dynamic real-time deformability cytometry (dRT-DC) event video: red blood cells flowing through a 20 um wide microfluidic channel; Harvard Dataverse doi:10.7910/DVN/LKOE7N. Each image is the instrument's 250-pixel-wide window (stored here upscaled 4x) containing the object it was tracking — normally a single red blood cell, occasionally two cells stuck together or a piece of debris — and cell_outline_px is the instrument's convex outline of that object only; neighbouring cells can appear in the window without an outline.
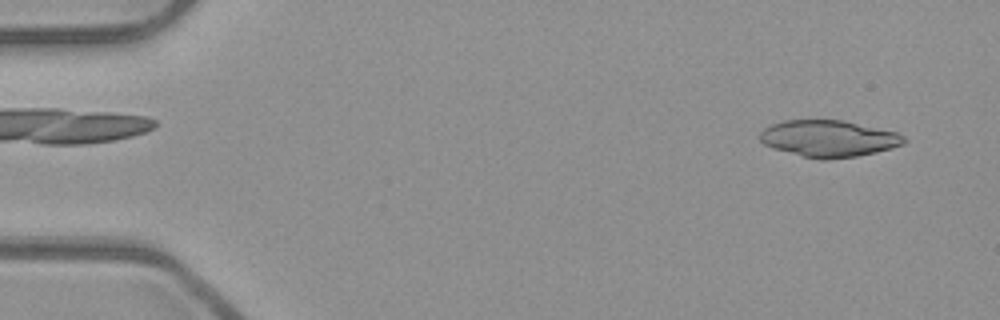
{"species": "common noctule bat (a hibernating species)", "species_latin": "Nyctalus noctula", "temperature_condition": "room temperature", "stored_images_in_passage": 52, "segment_of_instrument_passage": [1, 2], "camera_frame_rate_fps": 3000, "um_per_image_px": 0.085, "animal": {"sex": "male", "body_mass_g": 23.1, "forearm_length_mm": 52.7}, "frame": {"image": 1, "passage_image": 3, "time_ms": 0.667, "image_size_px": [1000, 320], "cell_outline_px": [[908, 140], [904, 144], [892, 148], [876, 152], [856, 156], [824, 160], [820, 160], [772, 148], [764, 144], [760, 140], [760, 132], [764, 128], [772, 124], [784, 120], [844, 120], [896, 132], [904, 136]], "centroid_in_image_um": [70.45, 11.77], "position_along_channel_um": 14.5, "area_um2": 30.75}}